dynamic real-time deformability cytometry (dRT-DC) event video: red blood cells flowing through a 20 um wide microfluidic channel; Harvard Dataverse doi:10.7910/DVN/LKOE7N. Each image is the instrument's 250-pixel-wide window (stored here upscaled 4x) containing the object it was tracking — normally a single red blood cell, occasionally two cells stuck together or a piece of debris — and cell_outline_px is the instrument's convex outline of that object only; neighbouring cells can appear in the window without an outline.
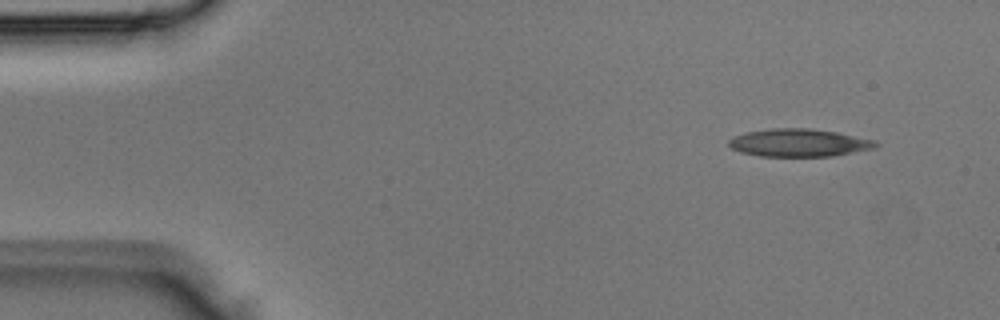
{"species": "Egyptian fruit bat (a non-hibernating species)", "species_latin": "Rousettus aegyptiacus", "temperature_condition": "room temperature", "stored_images_in_passage": 5, "segment_of_instrument_passage": [2, 2], "camera_frame_rate_fps": 3000, "um_per_image_px": 0.085, "animal": {"sex": "male"}, "frame": {"image": 1, "passage_image": 5, "time_ms": 1.333, "image_size_px": [1000, 320], "cell_outline_px": [[880, 144], [872, 148], [832, 156], [760, 156], [740, 152], [732, 148], [728, 144], [728, 140], [736, 136], [748, 132], [772, 128], [808, 128], [836, 132], [876, 140]], "centroid_in_image_um": [67.91, 12.13], "position_along_channel_um": 17.1, "area_um2": 23.52}}